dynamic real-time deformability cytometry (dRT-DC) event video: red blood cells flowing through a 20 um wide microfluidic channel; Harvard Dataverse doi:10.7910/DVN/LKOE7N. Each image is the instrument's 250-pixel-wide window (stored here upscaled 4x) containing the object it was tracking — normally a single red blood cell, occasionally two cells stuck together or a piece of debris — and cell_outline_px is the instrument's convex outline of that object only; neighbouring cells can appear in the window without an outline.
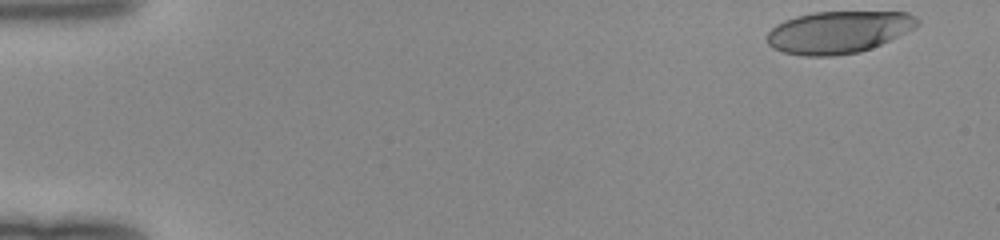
{"species": "human", "species_latin": "Homo sapiens", "temperature_condition": "room temperature", "stored_images_in_passage": 47, "camera_frame_rate_fps": 3000, "um_per_image_px": 0.085, "donor": {"sex": "female"}, "frame": {"image": 1, "passage_image": 1, "time_ms": 0.0, "image_size_px": [1000, 240], "cell_outline_px": [[920, 24], [916, 28], [872, 48], [860, 52], [832, 56], [804, 56], [784, 52], [772, 48], [768, 44], [768, 32], [776, 24], [784, 20], [796, 16], [812, 12], [908, 12], [916, 16], [920, 20]], "centroid_in_image_um": [71.29, 2.73], "position_along_channel_um": 13.7, "area_um2": 37.17}}
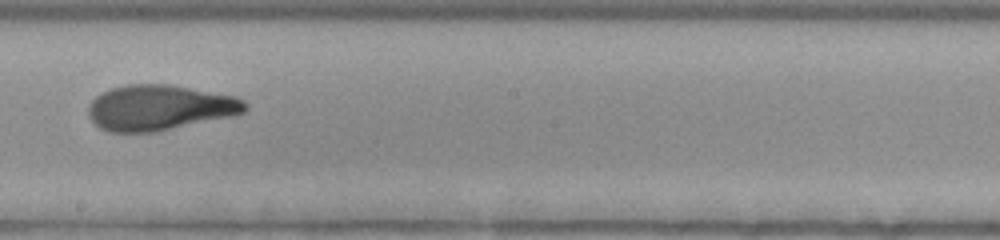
{"frame": {"image": 2, "passage_image": 27, "time_ms": 8.667, "image_size_px": [1000, 240], "cell_outline_px": [[248, 108], [244, 112], [236, 116], [156, 132], [108, 132], [100, 128], [88, 116], [88, 104], [96, 96], [112, 88], [128, 84], [172, 84], [236, 96], [244, 100], [248, 104]], "centroid_in_image_um": [13.61, 9.15], "position_along_channel_um": 234.6, "area_um2": 42.02}}
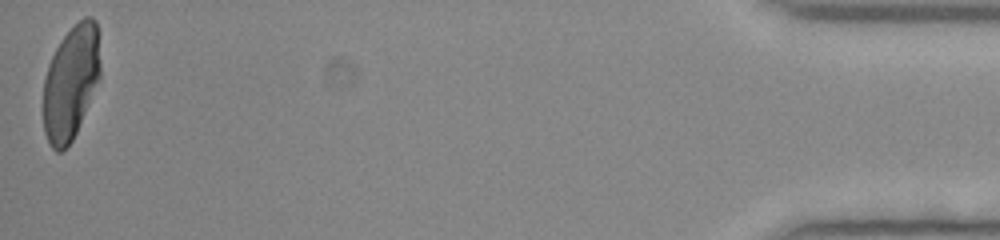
{"frame": {"image": 3, "passage_image": 47, "time_ms": 15.333, "image_size_px": [1000, 240], "cell_outline_px": [[100, 80], [76, 132], [72, 140], [60, 152], [56, 152], [48, 144], [44, 132], [44, 80], [48, 64], [60, 40], [84, 16], [92, 16], [96, 20], [100, 64]], "centroid_in_image_um": [6.03, 7.02], "position_along_channel_um": 429.2, "area_um2": 37.8}}